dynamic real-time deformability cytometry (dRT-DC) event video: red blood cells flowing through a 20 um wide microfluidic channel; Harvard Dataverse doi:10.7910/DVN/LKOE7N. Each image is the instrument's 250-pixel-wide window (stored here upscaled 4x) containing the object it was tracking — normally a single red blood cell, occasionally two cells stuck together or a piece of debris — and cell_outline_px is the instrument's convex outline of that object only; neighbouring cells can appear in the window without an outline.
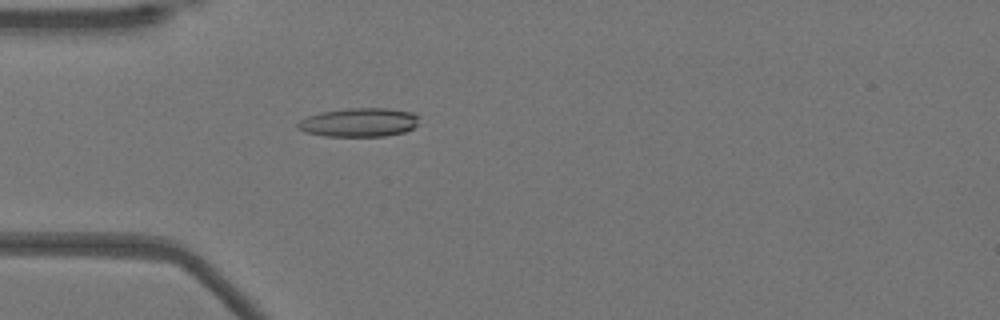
{"species": "Egyptian fruit bat (a non-hibernating species)", "species_latin": "Rousettus aegyptiacus", "temperature_condition": "warm", "stored_images_in_passage": 38, "camera_frame_rate_fps": 3000, "um_per_image_px": 0.085, "animal": {"sex": "female"}, "frame": {"image": 1, "passage_image": 1, "time_ms": 0.0, "image_size_px": [1000, 320], "cell_outline_px": [[420, 116], [416, 124], [412, 128], [404, 132], [384, 136], [324, 136], [304, 132], [296, 128], [296, 124], [300, 120], [308, 116], [320, 112], [348, 108], [388, 108], [412, 112]], "centroid_in_image_um": [30.49, 10.4], "position_along_channel_um": 54.5, "area_um2": 20.46}}
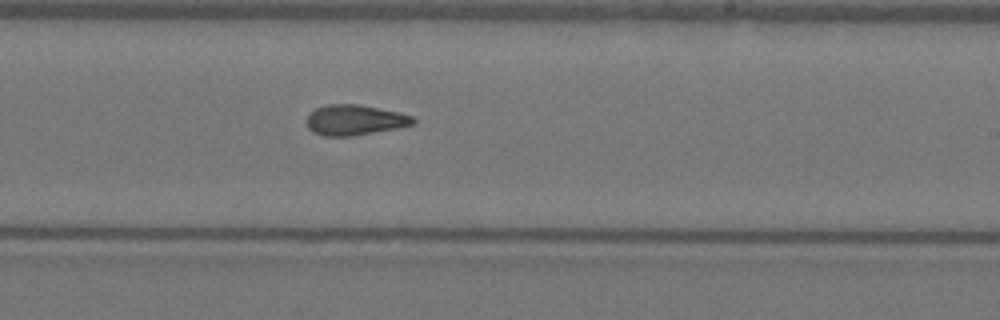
{"frame": {"image": 2, "passage_image": 17, "time_ms": 5.333, "image_size_px": [1000, 320], "cell_outline_px": [[416, 124], [400, 128], [352, 136], [324, 136], [312, 132], [308, 128], [308, 116], [316, 108], [328, 104], [360, 104], [400, 112], [412, 116], [416, 120]], "centroid_in_image_um": [30.21, 10.2], "position_along_channel_um": 258.8, "area_um2": 19.02}}
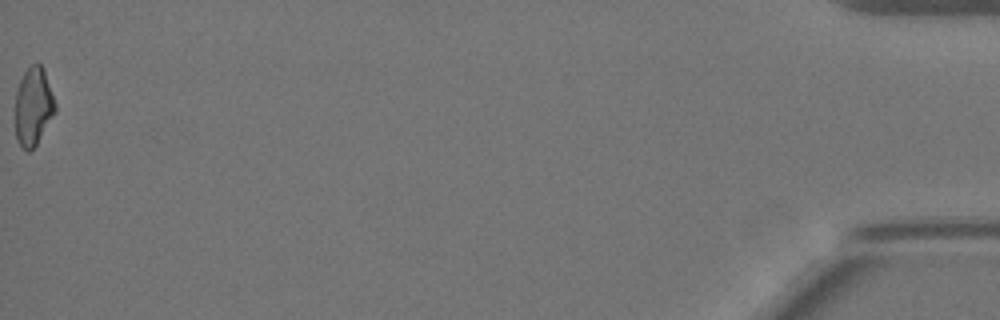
{"frame": {"image": 3, "passage_image": 38, "time_ms": 12.333, "image_size_px": [1000, 320], "cell_outline_px": [[56, 112], [36, 144], [28, 152], [16, 140], [16, 92], [20, 80], [24, 72], [32, 64], [40, 64], [44, 68], [56, 104]], "centroid_in_image_um": [2.85, 9.03], "position_along_channel_um": 432.4, "area_um2": 18.03}, "authors_computed_cell_mechanics": {"area_um2": 18.785, "velocity_mm_per_s": 3.9385, "shape_relaxation_time_tau1_ms": 6.4141, "shape_relaxation_time_tau2_ms": 6.2994, "deformation_change_tau1": 0.2094, "deformation_change_tau2": 0.1682}}